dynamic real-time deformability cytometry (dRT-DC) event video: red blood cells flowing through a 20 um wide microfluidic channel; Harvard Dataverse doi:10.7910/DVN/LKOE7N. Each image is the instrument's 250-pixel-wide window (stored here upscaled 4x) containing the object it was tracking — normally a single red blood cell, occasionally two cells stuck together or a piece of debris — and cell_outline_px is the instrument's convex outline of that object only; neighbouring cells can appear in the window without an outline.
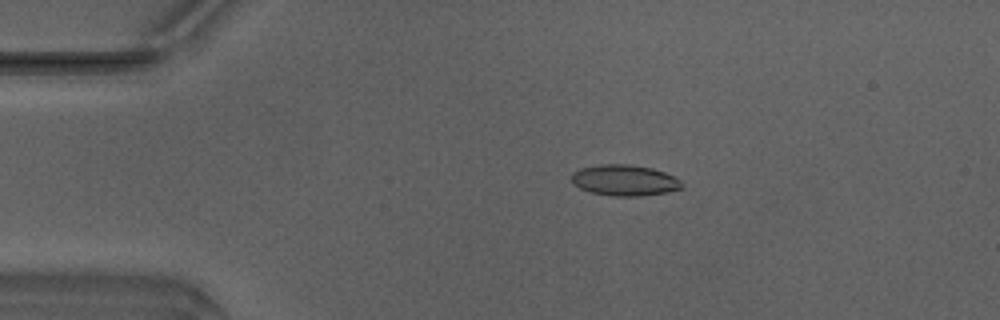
{"species": "Egyptian fruit bat (a non-hibernating species)", "species_latin": "Rousettus aegyptiacus", "temperature_condition": "warm", "stored_images_in_passage": 49, "camera_frame_rate_fps": 3000, "um_per_image_px": 0.085, "animal": {"sex": "male"}, "frame": {"image": 1, "passage_image": 10, "time_ms": 3.0, "image_size_px": [1000, 320], "cell_outline_px": [[684, 188], [668, 192], [640, 196], [612, 196], [592, 192], [580, 188], [572, 184], [572, 172], [580, 168], [600, 164], [628, 164], [652, 168], [664, 172], [680, 180], [684, 184]], "centroid_in_image_um": [53.09, 15.32], "position_along_channel_um": 31.9, "area_um2": 20.0}}
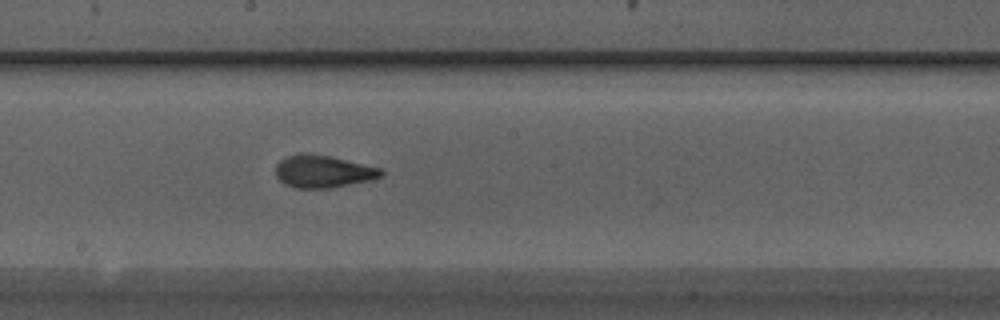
{"frame": {"image": 2, "passage_image": 27, "time_ms": 8.667, "image_size_px": [1000, 320], "cell_outline_px": [[384, 176], [368, 180], [332, 188], [296, 188], [284, 184], [276, 176], [276, 164], [280, 160], [288, 156], [300, 152], [304, 152], [328, 156], [380, 168], [384, 172]], "centroid_in_image_um": [27.43, 14.57], "position_along_channel_um": 220.8, "area_um2": 19.83}}
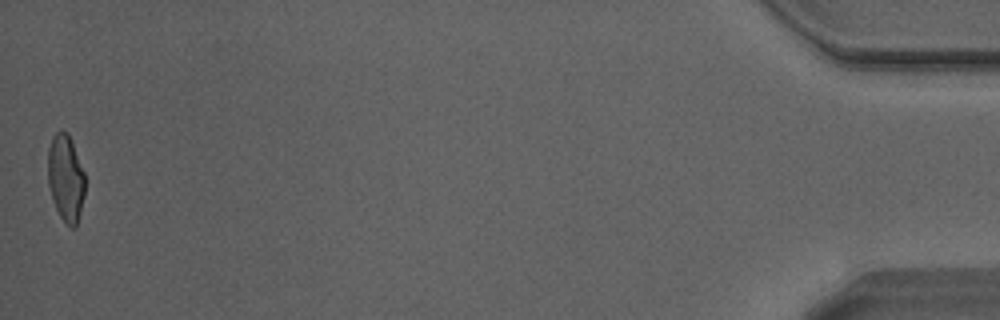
{"frame": {"image": 3, "passage_image": 49, "time_ms": 16.0, "image_size_px": [1000, 320], "cell_outline_px": [[84, 196], [80, 212], [76, 224], [72, 228], [64, 224], [52, 200], [48, 184], [48, 148], [52, 136], [56, 132], [68, 132], [72, 140], [84, 172]], "centroid_in_image_um": [5.57, 15.13], "position_along_channel_um": 429.6, "area_um2": 18.84}, "authors_computed_cell_mechanics": {"area_um2": 19.4786, "velocity_mm_per_s": 4.2037, "shape_relaxation_time_tau1_ms": 4.835, "shape_relaxation_time_tau2_ms": 0.9614, "deformation_change_tau1": 0.1852, "deformation_change_tau2": 0.0752}}